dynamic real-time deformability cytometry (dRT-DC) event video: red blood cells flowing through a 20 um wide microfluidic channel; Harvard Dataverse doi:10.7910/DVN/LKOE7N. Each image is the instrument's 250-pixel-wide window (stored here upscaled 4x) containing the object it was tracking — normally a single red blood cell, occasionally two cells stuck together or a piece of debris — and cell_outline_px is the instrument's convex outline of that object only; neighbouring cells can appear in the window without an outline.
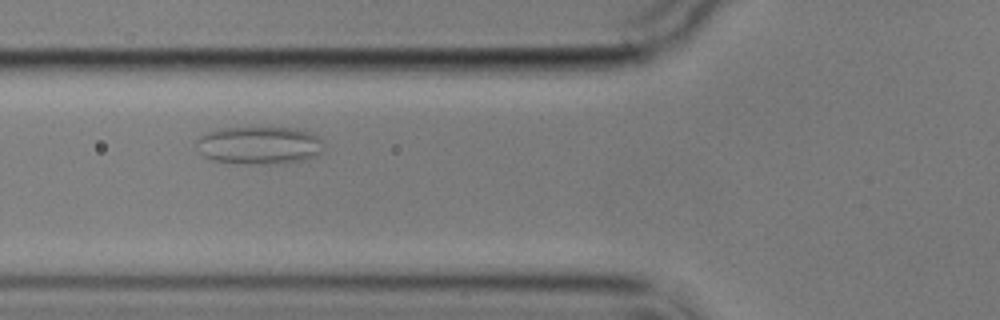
{"species": "common noctule bat (a hibernating species)", "species_latin": "Nyctalus noctula", "temperature_condition": "cold", "stored_images_in_passage": 8, "camera_frame_rate_fps": 3000, "um_per_image_px": 0.085, "animal": {"sex": "male", "body_mass_g": 17.9}, "frame": {"image": 1, "passage_image": 7, "time_ms": 7.333, "image_size_px": [1000, 320], "cell_outline_px": [[324, 148], [320, 156], [304, 160], [268, 164], [248, 164], [212, 160], [204, 156], [200, 152], [196, 140], [200, 136], [208, 132], [220, 128], [296, 128], [312, 132], [320, 136], [324, 140]], "centroid_in_image_um": [22.13, 12.35], "position_along_channel_um": 103.7, "area_um2": 28.38}}
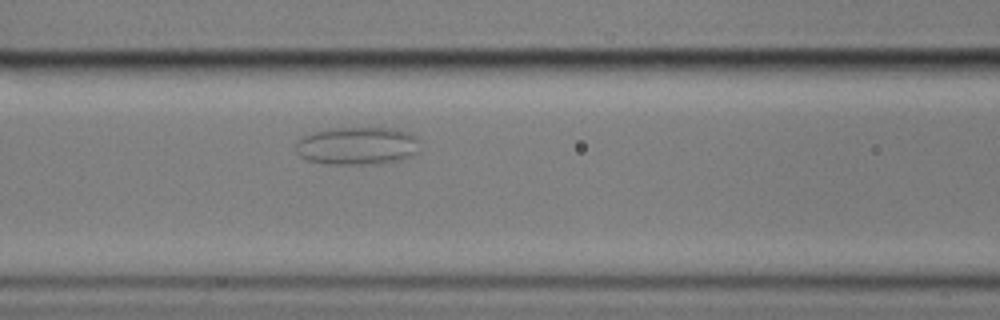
{"frame": {"image": 2, "passage_image": 8, "time_ms": 8.333, "image_size_px": [1000, 320], "cell_outline_px": [[420, 152], [412, 156], [400, 160], [380, 164], [328, 164], [308, 160], [300, 156], [296, 152], [296, 140], [300, 136], [312, 132], [328, 128], [392, 128], [408, 132], [416, 136], [420, 140]], "centroid_in_image_um": [30.39, 12.39], "position_along_channel_um": 136.2, "area_um2": 28.03}}